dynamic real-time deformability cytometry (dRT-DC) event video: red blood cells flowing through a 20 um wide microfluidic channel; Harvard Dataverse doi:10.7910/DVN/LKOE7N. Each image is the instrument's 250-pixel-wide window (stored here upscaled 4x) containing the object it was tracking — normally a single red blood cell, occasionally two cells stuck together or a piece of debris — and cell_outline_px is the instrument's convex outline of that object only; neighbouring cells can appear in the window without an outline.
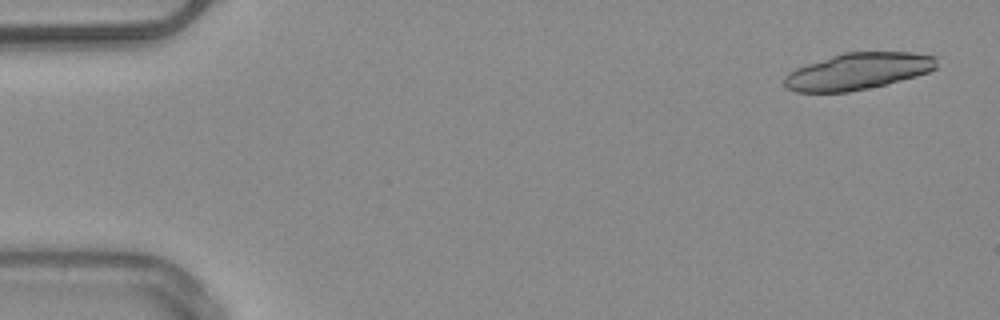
{"species": "common noctule bat (a hibernating species)", "species_latin": "Nyctalus noctula", "temperature_condition": "warm", "stored_images_in_passage": 20, "camera_frame_rate_fps": 3000, "um_per_image_px": 0.085, "animal": {"sex": "male", "body_mass_g": 20.4}, "frame": {"image": 1, "passage_image": 2, "time_ms": 0.333, "image_size_px": [1000, 320], "cell_outline_px": [[936, 68], [928, 72], [916, 76], [884, 84], [848, 92], [796, 92], [788, 88], [784, 84], [784, 76], [788, 72], [796, 68], [844, 52], [912, 52], [936, 56]], "centroid_in_image_um": [72.92, 6.05], "position_along_channel_um": 12.1, "area_um2": 32.19}}